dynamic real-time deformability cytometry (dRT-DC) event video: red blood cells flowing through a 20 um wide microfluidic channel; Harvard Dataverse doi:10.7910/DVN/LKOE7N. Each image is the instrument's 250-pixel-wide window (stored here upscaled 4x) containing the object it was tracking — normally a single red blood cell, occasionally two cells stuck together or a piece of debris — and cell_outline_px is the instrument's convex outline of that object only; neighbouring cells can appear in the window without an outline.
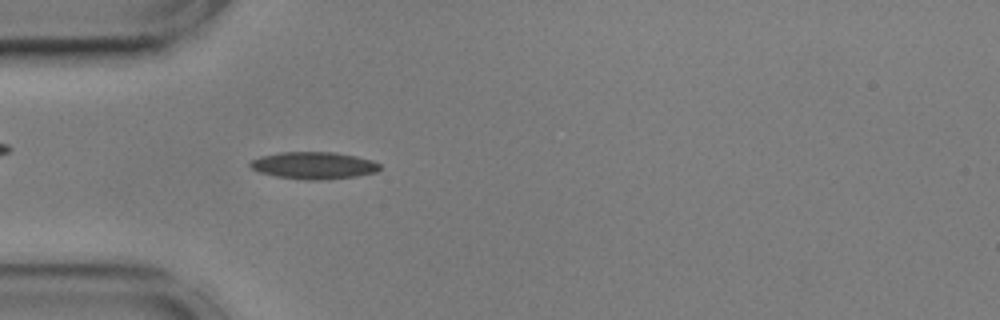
{"species": "common noctule bat (a hibernating species)", "species_latin": "Nyctalus noctula", "temperature_condition": "cold", "stored_images_in_passage": 37, "camera_frame_rate_fps": 3000, "um_per_image_px": 0.085, "animal": {"sex": "male", "body_mass_g": 17.9, "forearm_length_mm": 54.2}, "frame": {"image": 1, "passage_image": 6, "time_ms": 1.667, "image_size_px": [1000, 320], "cell_outline_px": [[380, 168], [376, 172], [356, 176], [328, 180], [304, 180], [276, 176], [260, 172], [252, 168], [248, 164], [252, 160], [260, 156], [280, 152], [336, 152], [356, 156], [372, 160], [380, 164]], "centroid_in_image_um": [26.68, 14.06], "position_along_channel_um": 58.3, "area_um2": 20.58}}
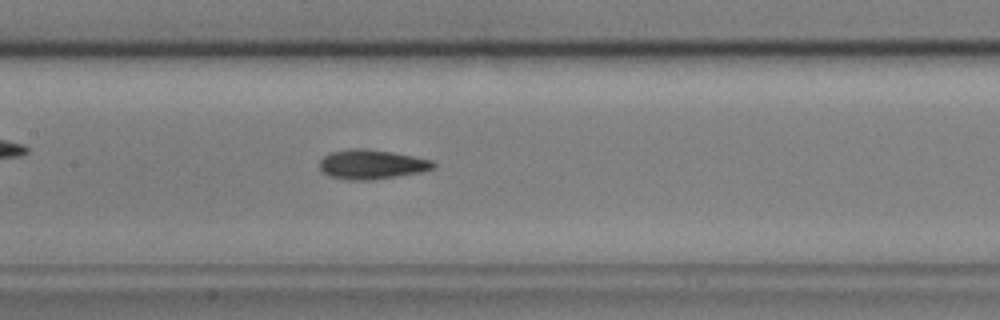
{"frame": {"image": 2, "passage_image": 16, "time_ms": 5.0, "image_size_px": [1000, 320], "cell_outline_px": [[436, 164], [432, 168], [420, 172], [396, 176], [368, 180], [344, 180], [328, 176], [320, 168], [320, 160], [328, 152], [348, 148], [368, 148], [392, 152], [432, 160]], "centroid_in_image_um": [31.53, 13.96], "position_along_channel_um": 175.9, "area_um2": 19.59}}
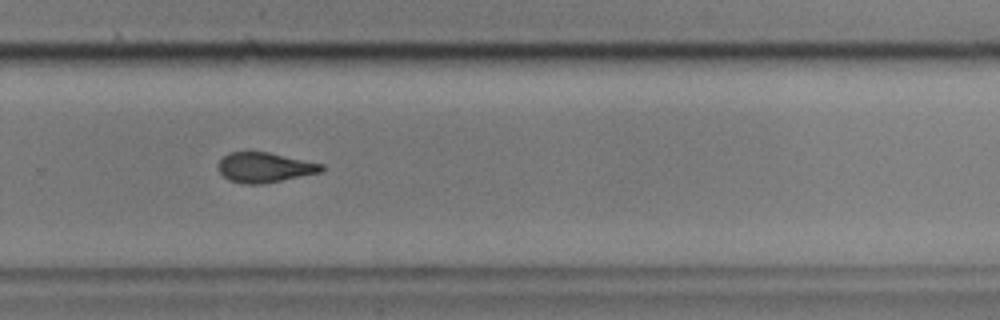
{"frame": {"image": 3, "passage_image": 27, "time_ms": 8.667, "image_size_px": [1000, 320], "cell_outline_px": [[324, 172], [264, 184], [248, 184], [228, 180], [220, 172], [216, 164], [228, 152], [268, 152], [324, 164]], "centroid_in_image_um": [22.52, 14.24], "position_along_channel_um": 307.3, "area_um2": 18.21}, "authors_computed_cell_mechanics": {"area_um2": 18.7272, "velocity_mm_per_s": 3.6049, "shape_relaxation_time_tau1_ms": 3.2994, "shape_relaxation_time_tau2_ms": 2.1368, "deformation_change_tau1": 0.1325, "deformation_change_tau2": 0.093}}